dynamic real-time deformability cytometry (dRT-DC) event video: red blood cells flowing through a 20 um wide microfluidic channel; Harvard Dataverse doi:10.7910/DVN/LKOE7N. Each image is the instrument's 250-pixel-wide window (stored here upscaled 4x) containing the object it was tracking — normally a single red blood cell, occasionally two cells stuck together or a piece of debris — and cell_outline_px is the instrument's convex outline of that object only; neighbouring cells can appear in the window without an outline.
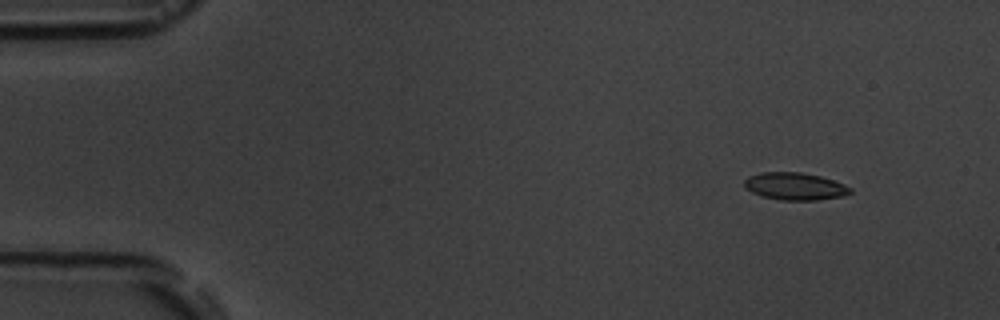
{"species": "common noctule bat (a hibernating species)", "species_latin": "Nyctalus noctula", "temperature_condition": "room temperature", "stored_images_in_passage": 6, "camera_frame_rate_fps": 3000, "um_per_image_px": 0.085, "animal": {"sex": "male", "body_mass_g": 19.5, "forearm_length_mm": 54.6}, "frame": {"image": 1, "passage_image": 2, "time_ms": 1.0, "image_size_px": [1000, 320], "cell_outline_px": [[852, 192], [844, 196], [816, 200], [780, 200], [760, 196], [744, 188], [744, 180], [748, 176], [760, 172], [800, 172], [820, 176], [844, 184], [852, 188]], "centroid_in_image_um": [67.54, 15.84], "position_along_channel_um": 17.5, "area_um2": 17.05}}
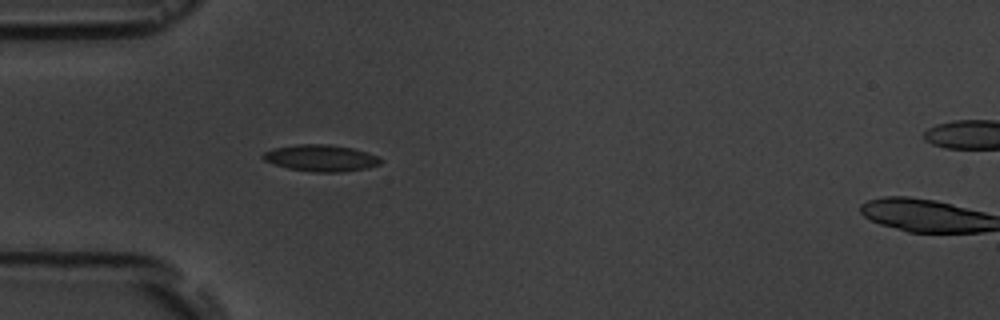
{"frame": {"image": 2, "passage_image": 5, "time_ms": 4.667, "image_size_px": [1000, 320], "cell_outline_px": [[384, 160], [380, 164], [368, 168], [340, 172], [312, 172], [288, 168], [264, 160], [260, 156], [264, 152], [272, 148], [296, 144], [328, 144], [352, 148], [376, 156]], "centroid_in_image_um": [27.26, 13.43], "position_along_channel_um": 57.7, "area_um2": 18.21}}